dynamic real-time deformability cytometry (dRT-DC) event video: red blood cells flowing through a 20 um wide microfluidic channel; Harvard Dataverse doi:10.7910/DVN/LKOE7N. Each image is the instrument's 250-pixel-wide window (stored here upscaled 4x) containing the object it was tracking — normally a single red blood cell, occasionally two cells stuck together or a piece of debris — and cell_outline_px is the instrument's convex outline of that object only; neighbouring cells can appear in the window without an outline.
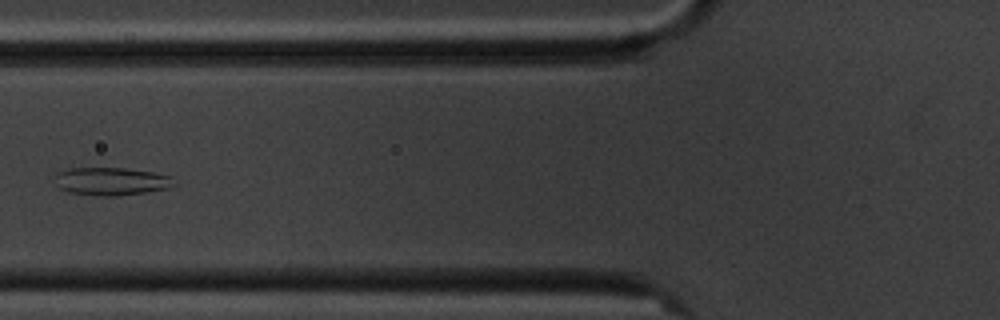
{"species": "common noctule bat (a hibernating species)", "species_latin": "Nyctalus noctula", "temperature_condition": "cold", "stored_images_in_passage": 8, "camera_frame_rate_fps": 3000, "um_per_image_px": 0.085, "animal": {"sex": "male", "body_mass_g": 20.1, "forearm_length_mm": 53.5}, "frame": {"image": 1, "passage_image": 5, "time_ms": 5.0, "image_size_px": [1000, 320], "cell_outline_px": [[176, 184], [168, 188], [148, 192], [116, 196], [96, 196], [68, 192], [60, 188], [56, 176], [56, 172], [68, 168], [124, 168], [152, 172], [172, 176]], "centroid_in_image_um": [9.49, 15.42], "position_along_channel_um": 116.3, "area_um2": 19.42}}